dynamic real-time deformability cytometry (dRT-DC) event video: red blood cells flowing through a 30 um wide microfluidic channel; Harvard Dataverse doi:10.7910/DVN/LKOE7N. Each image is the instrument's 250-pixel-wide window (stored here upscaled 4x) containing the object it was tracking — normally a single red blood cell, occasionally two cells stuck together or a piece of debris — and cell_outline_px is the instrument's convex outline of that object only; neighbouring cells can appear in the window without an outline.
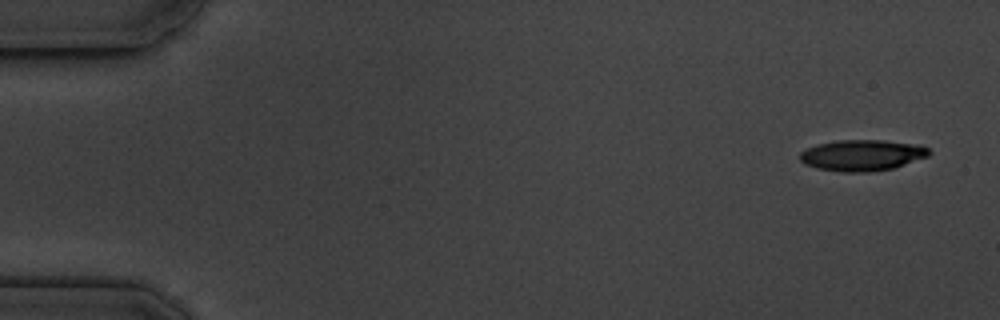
{"species": "common noctule bat (a hibernating species)", "species_latin": "Nyctalus noctula", "temperature_condition": "cold", "stored_images_in_passage": 5, "camera_frame_rate_fps": 3000, "um_per_image_px": 0.085, "animal": {"sex": "male", "body_mass_g": 19.5, "forearm_length_mm": 54.6}, "frame": {"image": 1, "passage_image": 1, "time_ms": 0.0, "image_size_px": [1000, 320], "cell_outline_px": [[932, 152], [928, 156], [892, 168], [868, 172], [840, 172], [816, 168], [804, 164], [800, 160], [800, 152], [816, 144], [836, 140], [884, 140], [920, 144], [928, 148]], "centroid_in_image_um": [73.27, 13.19], "position_along_channel_um": 11.7, "area_um2": 23.52}}
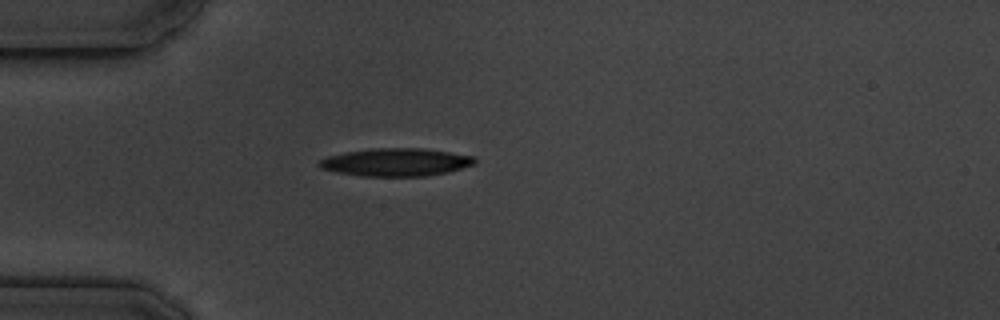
{"frame": {"image": 2, "passage_image": 5, "time_ms": 4.333, "image_size_px": [1000, 320], "cell_outline_px": [[476, 164], [448, 172], [424, 176], [360, 176], [336, 172], [320, 168], [316, 164], [320, 160], [328, 156], [344, 152], [372, 148], [424, 148], [476, 156]], "centroid_in_image_um": [33.66, 13.78], "position_along_channel_um": 51.3, "area_um2": 25.49}}